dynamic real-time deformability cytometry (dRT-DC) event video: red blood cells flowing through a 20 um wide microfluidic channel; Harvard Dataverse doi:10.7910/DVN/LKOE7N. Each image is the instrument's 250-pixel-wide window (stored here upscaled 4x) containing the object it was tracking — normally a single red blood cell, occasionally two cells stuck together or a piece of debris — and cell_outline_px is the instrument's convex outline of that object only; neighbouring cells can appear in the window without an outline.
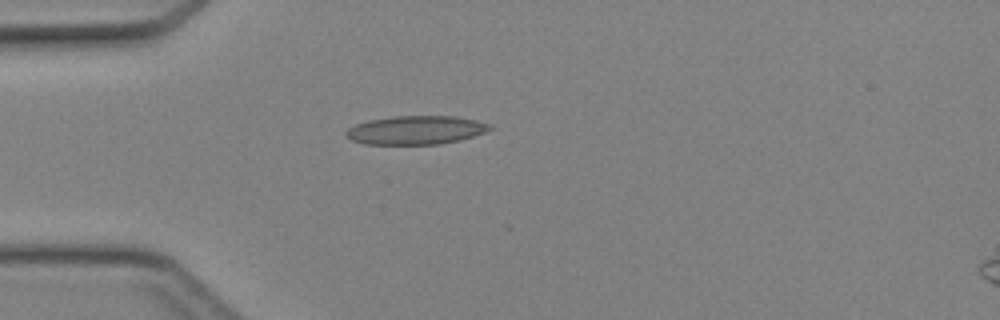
{"species": "Egyptian fruit bat (a non-hibernating species)", "species_latin": "Rousettus aegyptiacus", "temperature_condition": "cold", "stored_images_in_passage": 8, "camera_frame_rate_fps": 3000, "um_per_image_px": 0.085, "animal": {"sex": "female"}, "frame": {"image": 1, "passage_image": 1, "time_ms": 0.0, "image_size_px": [1000, 320], "cell_outline_px": [[496, 128], [460, 140], [440, 144], [364, 144], [352, 140], [344, 136], [344, 132], [348, 128], [356, 124], [368, 120], [392, 116], [456, 116], [476, 120], [492, 124]], "centroid_in_image_um": [35.35, 11.05], "position_along_channel_um": 49.6, "area_um2": 24.22}}
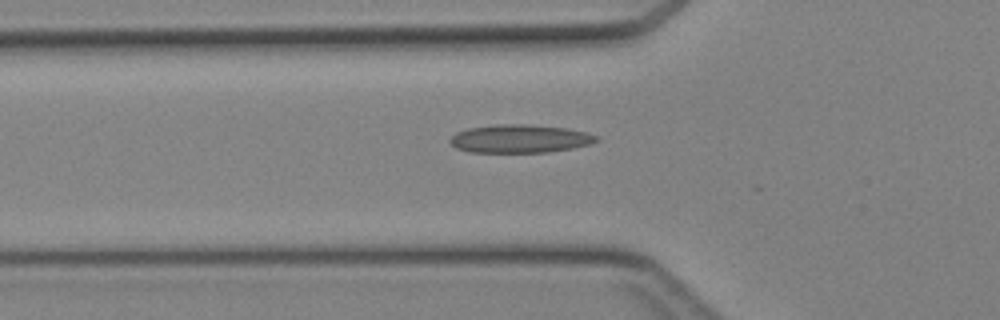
{"frame": {"image": 2, "passage_image": 4, "time_ms": 1.0, "image_size_px": [1000, 320], "cell_outline_px": [[600, 140], [592, 144], [572, 148], [548, 152], [472, 152], [456, 148], [448, 140], [456, 132], [468, 128], [496, 124], [532, 124], [568, 128], [588, 132], [600, 136]], "centroid_in_image_um": [44.25, 11.78], "position_along_channel_um": 81.5, "area_um2": 24.39}}
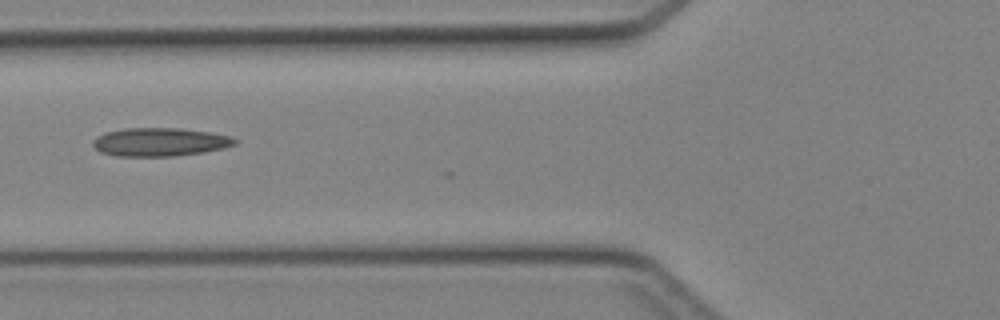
{"frame": {"image": 3, "passage_image": 6, "time_ms": 1.667, "image_size_px": [1000, 320], "cell_outline_px": [[240, 140], [236, 144], [224, 148], [204, 152], [176, 156], [116, 156], [100, 152], [92, 144], [92, 140], [96, 136], [104, 132], [124, 128], [180, 128], [208, 132], [232, 136]], "centroid_in_image_um": [13.59, 12.07], "position_along_channel_um": 112.2, "area_um2": 23.76}}